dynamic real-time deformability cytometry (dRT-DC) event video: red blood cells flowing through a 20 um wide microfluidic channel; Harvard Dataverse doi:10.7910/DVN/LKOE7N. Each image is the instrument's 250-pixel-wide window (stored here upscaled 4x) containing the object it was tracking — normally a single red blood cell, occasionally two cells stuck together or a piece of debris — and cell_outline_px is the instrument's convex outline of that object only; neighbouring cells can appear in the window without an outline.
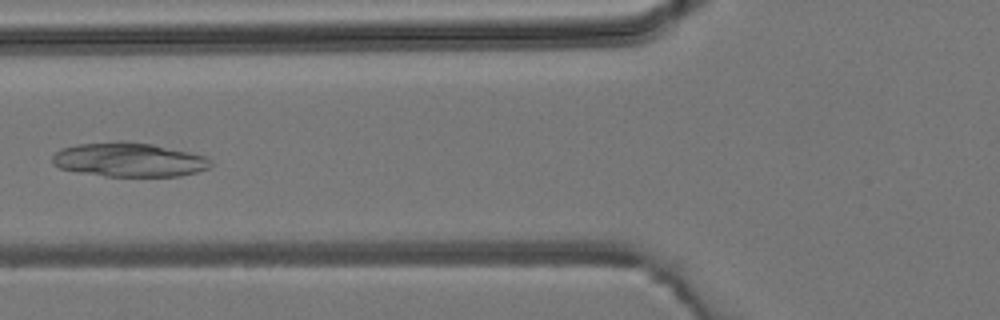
{"species": "common noctule bat (a hibernating species)", "species_latin": "Nyctalus noctula", "temperature_condition": "room temperature", "stored_images_in_passage": 2, "camera_frame_rate_fps": 3000, "um_per_image_px": 0.085, "animal": {"sex": "male", "body_mass_g": 19.2, "forearm_length_mm": 51.8}, "frame": {"image": 1, "passage_image": 2, "time_ms": 1.0, "image_size_px": [1000, 320], "cell_outline_px": [[212, 164], [208, 168], [196, 172], [180, 176], [104, 176], [80, 172], [60, 168], [52, 164], [52, 156], [60, 148], [80, 144], [120, 140], [124, 140], [152, 144], [188, 152], [204, 156], [212, 160]], "centroid_in_image_um": [10.95, 13.57], "position_along_channel_um": 114.9, "area_um2": 31.5}}